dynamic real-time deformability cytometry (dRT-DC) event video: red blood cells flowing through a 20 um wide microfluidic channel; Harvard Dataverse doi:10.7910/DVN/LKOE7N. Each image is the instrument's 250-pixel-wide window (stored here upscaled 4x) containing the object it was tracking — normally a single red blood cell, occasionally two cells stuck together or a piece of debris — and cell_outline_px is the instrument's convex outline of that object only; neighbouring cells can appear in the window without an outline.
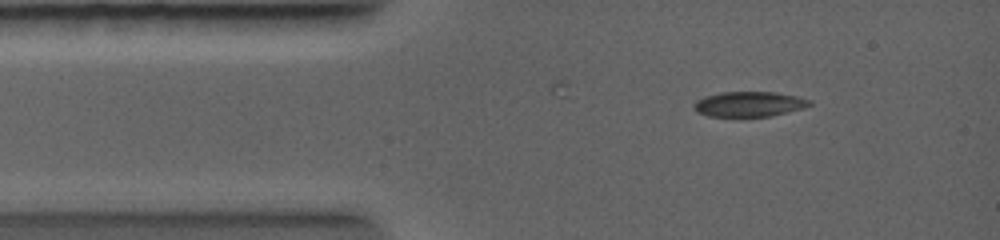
{"species": "common noctule bat (a hibernating species)", "species_latin": "Nyctalus noctula", "temperature_condition": "warm", "stored_images_in_passage": 27, "camera_frame_rate_fps": 5000, "um_per_image_px": 0.085, "animal": {"sex": "female", "body_mass_g": 19.0, "forearm_length_mm": 56.7}, "frame": {"image": 1, "passage_image": 2, "time_ms": 0.4, "image_size_px": [1000, 240], "cell_outline_px": [[812, 104], [804, 108], [772, 116], [708, 116], [696, 112], [692, 104], [696, 100], [704, 96], [720, 92], [776, 92], [796, 96], [812, 100]], "centroid_in_image_um": [63.67, 8.84], "position_along_channel_um": 21.3, "area_um2": 17.05}}
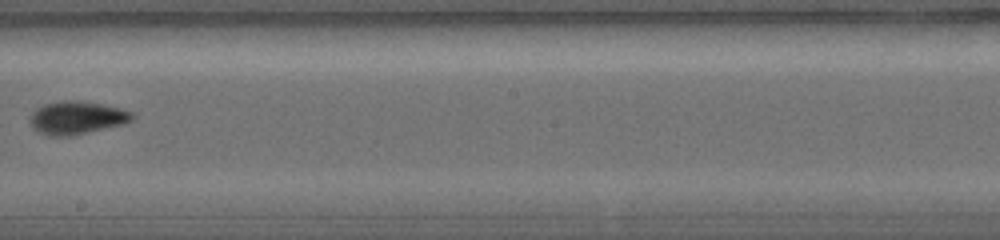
{"frame": {"image": 2, "passage_image": 14, "time_ms": 5.4, "image_size_px": [1000, 240], "cell_outline_px": [[136, 116], [132, 120], [124, 124], [72, 136], [48, 136], [36, 132], [32, 128], [28, 120], [32, 112], [36, 108], [44, 104], [68, 100], [100, 104], [120, 108], [132, 112]], "centroid_in_image_um": [6.49, 10.03], "position_along_channel_um": 241.7, "area_um2": 19.77}}
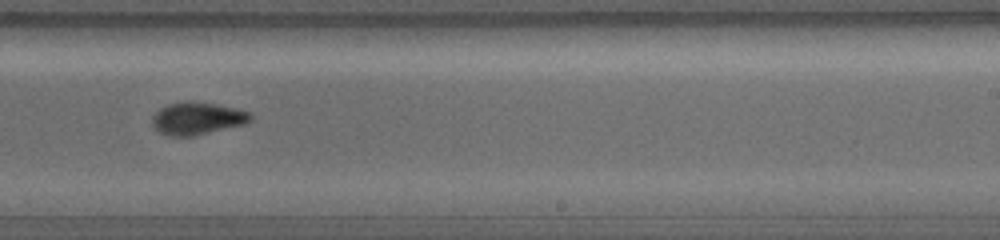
{"frame": {"image": 3, "passage_image": 15, "time_ms": 6.0, "image_size_px": [1000, 240], "cell_outline_px": [[252, 120], [244, 124], [192, 136], [168, 136], [160, 132], [152, 124], [152, 116], [160, 108], [168, 104], [212, 104], [236, 108], [252, 112]], "centroid_in_image_um": [16.79, 10.1], "position_along_channel_um": 272.2, "area_um2": 17.86}}